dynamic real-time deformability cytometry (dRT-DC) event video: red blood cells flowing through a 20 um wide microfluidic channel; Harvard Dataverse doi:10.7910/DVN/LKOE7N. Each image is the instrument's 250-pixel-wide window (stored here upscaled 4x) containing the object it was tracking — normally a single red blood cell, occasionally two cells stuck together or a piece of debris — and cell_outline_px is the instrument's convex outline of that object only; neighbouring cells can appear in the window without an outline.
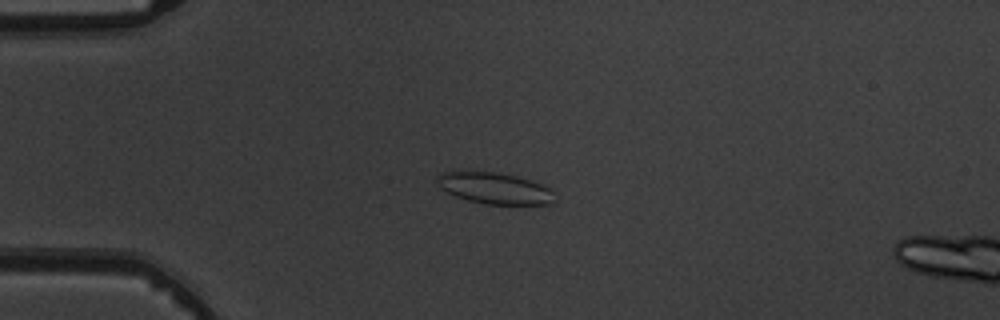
{"species": "common noctule bat (a hibernating species)", "species_latin": "Nyctalus noctula", "temperature_condition": "warm", "stored_images_in_passage": 5, "camera_frame_rate_fps": 3000, "um_per_image_px": 0.085, "animal": {"sex": "male", "body_mass_g": 19.5, "forearm_length_mm": 54.6}, "frame": {"image": 1, "passage_image": 3, "time_ms": 3.333, "image_size_px": [1000, 320], "cell_outline_px": [[556, 200], [552, 204], [484, 204], [468, 200], [456, 196], [440, 188], [436, 180], [436, 176], [440, 172], [500, 172], [532, 180], [544, 184], [552, 192]], "centroid_in_image_um": [42.06, 16.0], "position_along_channel_um": 42.9, "area_um2": 21.5}}